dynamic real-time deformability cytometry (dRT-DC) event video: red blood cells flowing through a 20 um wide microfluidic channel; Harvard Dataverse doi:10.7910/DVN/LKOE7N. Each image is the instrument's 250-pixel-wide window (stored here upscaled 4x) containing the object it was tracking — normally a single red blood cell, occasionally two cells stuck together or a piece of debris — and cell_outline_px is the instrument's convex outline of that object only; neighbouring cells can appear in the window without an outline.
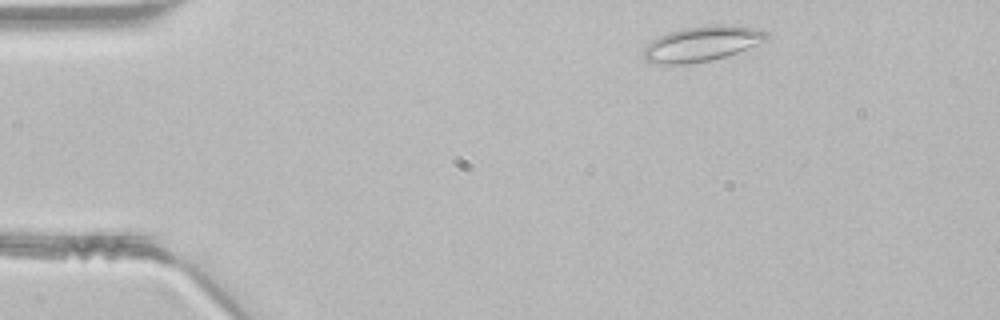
{"species": "common noctule bat (a hibernating species)", "species_latin": "Nyctalus noctula", "temperature_condition": "room temperature", "stored_images_in_passage": 43, "camera_frame_rate_fps": 3000, "um_per_image_px": 0.085, "animal": {"sex": "male", "body_mass_g": 21.5, "forearm_length_mm": 52.0}, "frame": {"image": 1, "passage_image": 3, "time_ms": 0.667, "image_size_px": [1000, 320], "cell_outline_px": [[768, 40], [736, 52], [724, 56], [708, 60], [684, 64], [656, 64], [644, 60], [640, 52], [652, 40], [668, 32], [684, 28], [712, 24], [732, 24], [756, 28], [768, 32]], "centroid_in_image_um": [59.63, 3.7], "position_along_channel_um": 25.4, "area_um2": 25.26}}
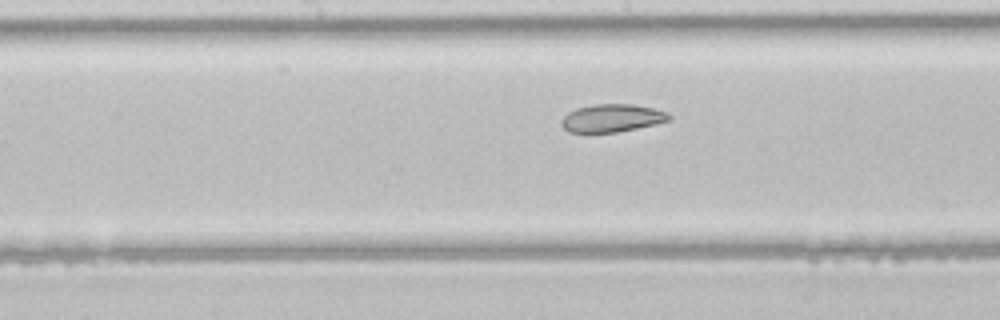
{"frame": {"image": 2, "passage_image": 20, "time_ms": 6.333, "image_size_px": [1000, 320], "cell_outline_px": [[672, 120], [656, 124], [616, 132], [568, 132], [560, 124], [560, 120], [568, 112], [576, 108], [592, 104], [632, 104], [652, 108], [668, 112], [672, 116]], "centroid_in_image_um": [52.02, 10.03], "position_along_channel_um": 196.2, "area_um2": 17.57}}
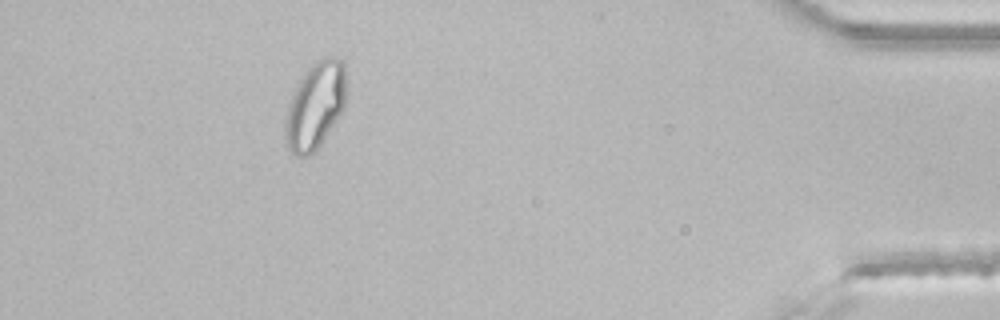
{"frame": {"image": 3, "passage_image": 39, "time_ms": 12.667, "image_size_px": [1000, 320], "cell_outline_px": [[344, 108], [316, 152], [308, 156], [296, 156], [288, 148], [284, 136], [284, 120], [296, 84], [304, 72], [316, 60], [324, 56], [332, 56], [340, 60], [344, 64]], "centroid_in_image_um": [26.76, 9.0], "position_along_channel_um": 408.4, "area_um2": 30.81}}